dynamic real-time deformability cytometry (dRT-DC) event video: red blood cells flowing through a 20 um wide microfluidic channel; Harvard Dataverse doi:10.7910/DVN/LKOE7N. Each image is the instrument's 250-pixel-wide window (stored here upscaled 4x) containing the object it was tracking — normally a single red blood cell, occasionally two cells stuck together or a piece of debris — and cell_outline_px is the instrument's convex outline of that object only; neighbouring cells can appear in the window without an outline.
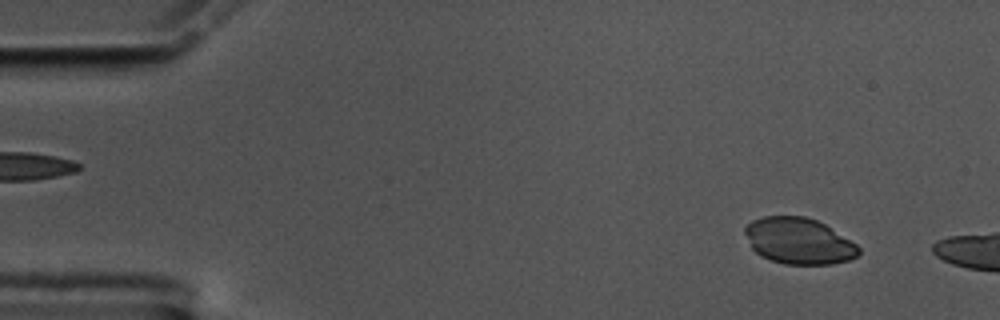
{"species": "common noctule bat (a hibernating species)", "species_latin": "Nyctalus noctula", "temperature_condition": "cold", "stored_images_in_passage": 6, "camera_frame_rate_fps": 3000, "um_per_image_px": 0.085, "animal": {"sex": "male", "body_mass_g": 17.5, "forearm_length_mm": 52.3}, "frame": {"image": 1, "passage_image": 1, "time_ms": 0.0, "image_size_px": [1000, 320], "cell_outline_px": [[860, 256], [848, 260], [832, 264], [784, 264], [760, 256], [752, 248], [744, 232], [744, 228], [752, 220], [764, 216], [804, 216], [816, 220], [824, 224], [856, 244], [860, 248]], "centroid_in_image_um": [67.89, 20.49], "position_along_channel_um": 17.1, "area_um2": 30.52}}